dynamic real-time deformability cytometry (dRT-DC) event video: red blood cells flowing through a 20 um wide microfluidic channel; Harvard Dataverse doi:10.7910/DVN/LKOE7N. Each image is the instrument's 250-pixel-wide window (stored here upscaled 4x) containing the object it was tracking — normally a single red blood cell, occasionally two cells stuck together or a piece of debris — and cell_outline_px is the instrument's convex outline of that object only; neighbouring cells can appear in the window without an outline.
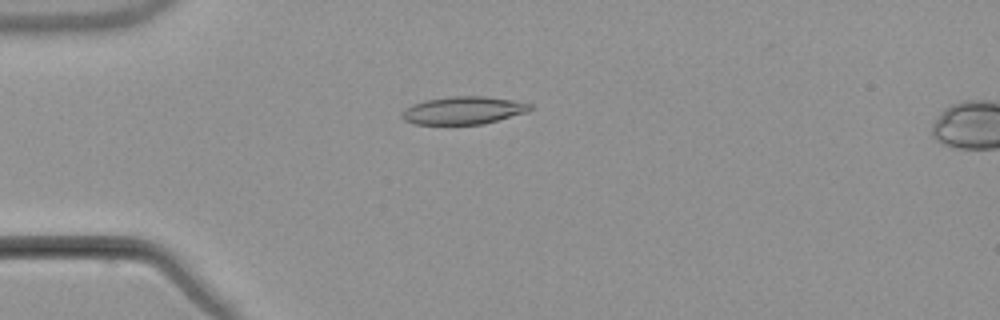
{"species": "common noctule bat (a hibernating species)", "species_latin": "Nyctalus noctula", "temperature_condition": "warm", "stored_images_in_passage": 6, "camera_frame_rate_fps": 3000, "um_per_image_px": 0.085, "animal": {"sex": "male", "body_mass_g": 21.5, "forearm_length_mm": 52.0}, "frame": {"image": 1, "passage_image": 4, "time_ms": 3.667, "image_size_px": [1000, 320], "cell_outline_px": [[532, 108], [528, 112], [484, 124], [416, 124], [404, 120], [400, 116], [404, 108], [412, 104], [424, 100], [452, 96], [484, 96], [512, 100], [532, 104]], "centroid_in_image_um": [39.38, 9.38], "position_along_channel_um": 45.6, "area_um2": 20.81}}
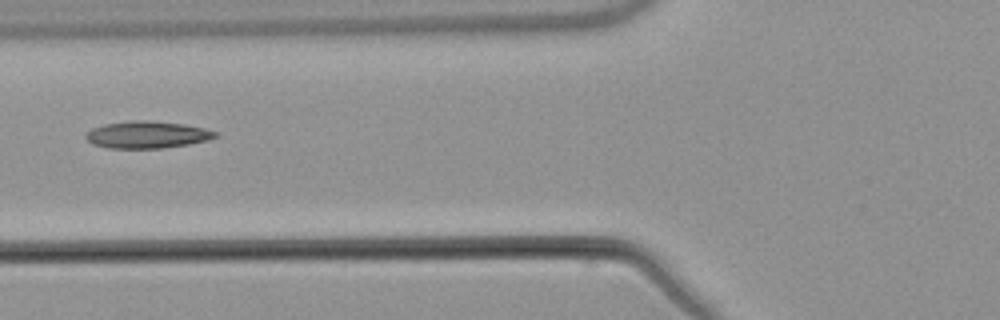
{"frame": {"image": 2, "passage_image": 6, "time_ms": 6.0, "image_size_px": [1000, 320], "cell_outline_px": [[216, 136], [208, 140], [188, 144], [164, 148], [108, 148], [92, 144], [84, 136], [92, 128], [104, 124], [128, 120], [144, 120], [184, 124], [204, 128], [216, 132]], "centroid_in_image_um": [12.47, 11.45], "position_along_channel_um": 113.3, "area_um2": 20.35}}